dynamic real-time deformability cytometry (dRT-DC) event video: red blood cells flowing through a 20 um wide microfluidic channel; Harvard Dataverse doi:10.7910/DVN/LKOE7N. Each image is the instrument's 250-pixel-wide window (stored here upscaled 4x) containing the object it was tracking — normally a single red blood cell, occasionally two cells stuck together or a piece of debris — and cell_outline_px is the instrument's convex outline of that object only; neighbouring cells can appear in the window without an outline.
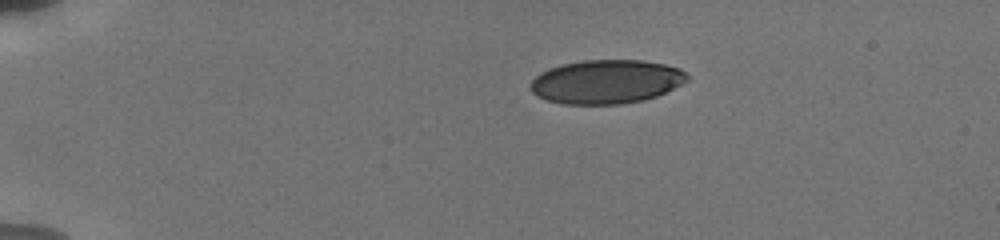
{"species": "human", "species_latin": "Homo sapiens", "temperature_condition": "cold", "stored_images_in_passage": 31, "camera_frame_rate_fps": 3000, "um_per_image_px": 0.085, "donor": {"sex": "male"}, "frame": {"image": 1, "passage_image": 1, "time_ms": 0.0, "image_size_px": [1000, 240], "cell_outline_px": [[688, 80], [656, 96], [644, 100], [620, 104], [564, 104], [548, 100], [536, 96], [532, 92], [528, 84], [540, 72], [548, 68], [560, 64], [584, 60], [644, 60], [664, 64], [680, 68], [688, 76]], "centroid_in_image_um": [51.49, 6.94], "position_along_channel_um": 33.5, "area_um2": 40.11}}
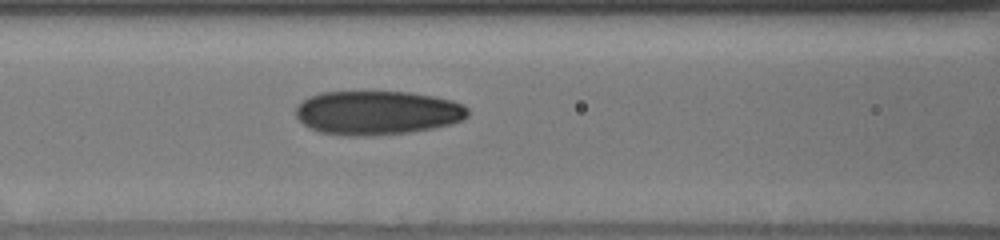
{"frame": {"image": 2, "passage_image": 12, "time_ms": 4.667, "image_size_px": [1000, 240], "cell_outline_px": [[468, 116], [464, 120], [452, 124], [432, 128], [408, 132], [368, 136], [348, 136], [320, 132], [308, 128], [296, 116], [296, 104], [308, 96], [320, 92], [408, 92], [432, 96], [452, 100], [464, 104], [468, 108]], "centroid_in_image_um": [32.06, 9.58], "position_along_channel_um": 134.5, "area_um2": 44.39}}
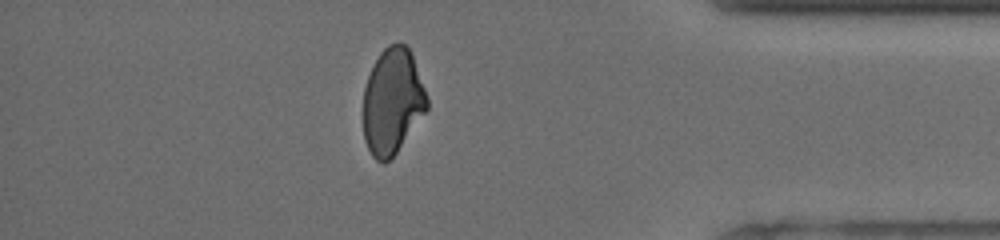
{"frame": {"image": 3, "passage_image": 27, "time_ms": 12.333, "image_size_px": [1000, 240], "cell_outline_px": [[428, 108], [396, 152], [384, 164], [376, 160], [372, 156], [364, 140], [364, 88], [368, 76], [380, 52], [388, 44], [404, 44], [412, 52], [428, 96]], "centroid_in_image_um": [33.37, 8.6], "position_along_channel_um": 401.8, "area_um2": 39.13}, "authors_computed_cell_mechanics": {"area_um2": 42.194, "velocity_mm_per_s": 3.8083, "shape_relaxation_time_tau1_ms": 8.9632, "shape_relaxation_time_tau2_ms": 1.9252, "deformation_change_tau1": 0.2013, "deformation_change_tau2": 0.0811}}